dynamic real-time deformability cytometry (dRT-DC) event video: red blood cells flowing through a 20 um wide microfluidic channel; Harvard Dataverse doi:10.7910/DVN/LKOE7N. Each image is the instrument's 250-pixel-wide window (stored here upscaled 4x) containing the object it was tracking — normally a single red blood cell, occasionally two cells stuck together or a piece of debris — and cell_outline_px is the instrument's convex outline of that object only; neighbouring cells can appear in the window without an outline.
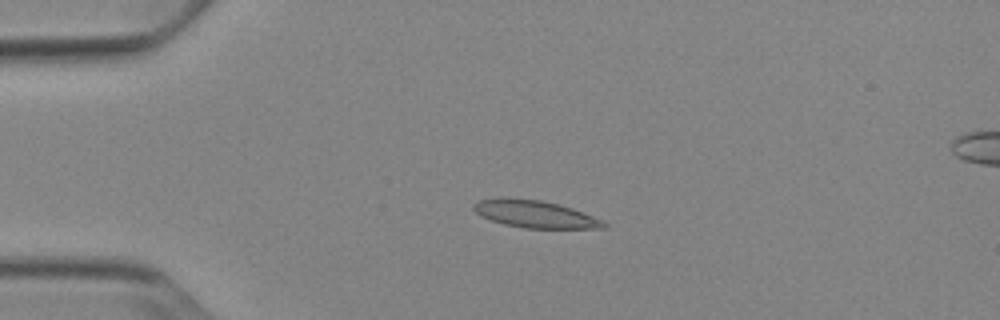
{"species": "Egyptian fruit bat (a non-hibernating species)", "species_latin": "Rousettus aegyptiacus", "temperature_condition": "cold", "stored_images_in_passage": 45, "camera_frame_rate_fps": 3000, "um_per_image_px": 0.085, "animal": {"sex": "female"}, "frame": {"image": 1, "passage_image": 5, "time_ms": 1.333, "image_size_px": [1000, 320], "cell_outline_px": [[608, 228], [524, 228], [504, 224], [480, 216], [472, 208], [472, 204], [476, 200], [500, 196], [504, 196], [540, 200], [560, 204], [572, 208], [604, 220], [608, 224]], "centroid_in_image_um": [45.44, 18.17], "position_along_channel_um": 39.6, "area_um2": 21.15}}
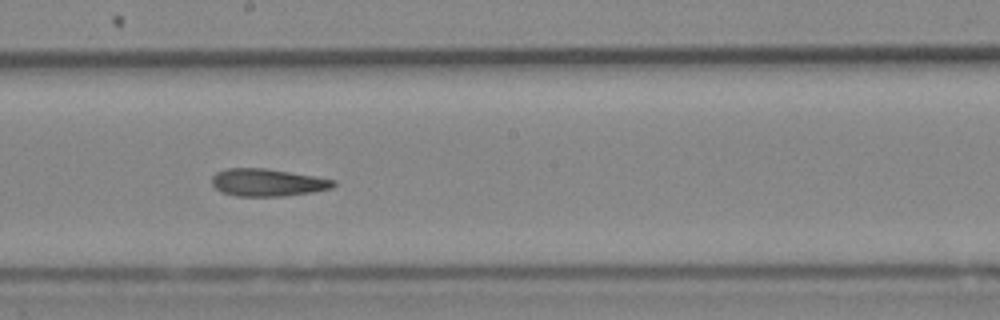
{"frame": {"image": 2, "passage_image": 22, "time_ms": 7.0, "image_size_px": [1000, 320], "cell_outline_px": [[336, 184], [332, 188], [312, 192], [284, 196], [236, 196], [224, 192], [216, 188], [212, 184], [212, 176], [216, 172], [228, 168], [264, 168], [336, 180]], "centroid_in_image_um": [22.73, 15.51], "position_along_channel_um": 225.5, "area_um2": 19.25}}
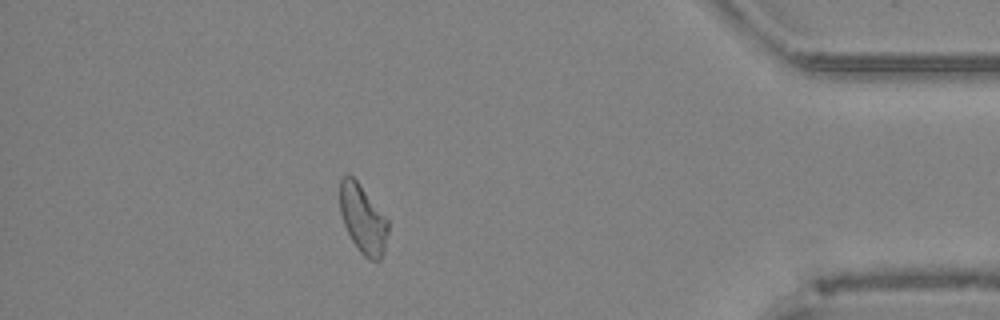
{"frame": {"image": 3, "passage_image": 39, "time_ms": 12.667, "image_size_px": [1000, 320], "cell_outline_px": [[388, 232], [384, 248], [380, 260], [368, 260], [356, 248], [344, 224], [340, 212], [340, 180], [348, 172], [360, 184], [388, 220]], "centroid_in_image_um": [30.83, 18.61], "position_along_channel_um": 404.4, "area_um2": 19.13}, "authors_computed_cell_mechanics": {"area_um2": 19.941, "velocity_mm_per_s": 3.8825, "shape_relaxation_time_tau1_ms": null, "shape_relaxation_time_tau2_ms": 5.0635, "deformation_change_tau1": null, "deformation_change_tau2": 0.1333}}